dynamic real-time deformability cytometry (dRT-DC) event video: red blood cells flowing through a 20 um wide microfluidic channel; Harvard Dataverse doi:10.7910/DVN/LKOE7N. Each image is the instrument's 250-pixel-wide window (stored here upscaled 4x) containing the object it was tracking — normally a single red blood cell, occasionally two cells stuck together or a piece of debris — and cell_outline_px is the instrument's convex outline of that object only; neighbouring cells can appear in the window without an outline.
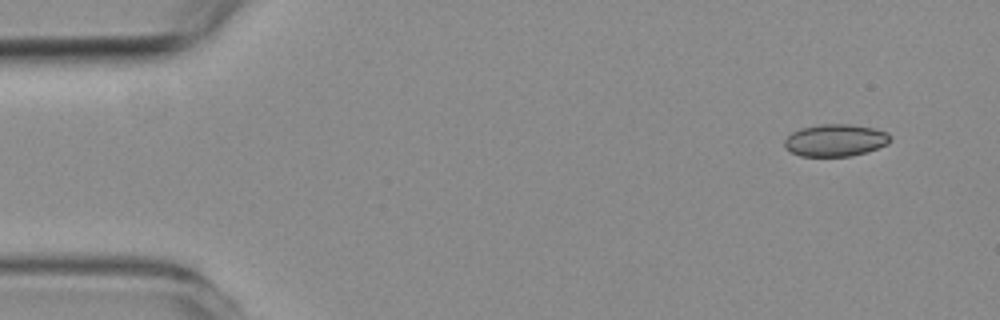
{"species": "common noctule bat (a hibernating species)", "species_latin": "Nyctalus noctula", "temperature_condition": "room temperature", "stored_images_in_passage": 5, "camera_frame_rate_fps": 3000, "um_per_image_px": 0.085, "animal": {"sex": "female", "body_mass_g": 19.3, "forearm_length_mm": 54.1}, "frame": {"image": 1, "passage_image": 1, "time_ms": 0.0, "image_size_px": [1000, 320], "cell_outline_px": [[892, 140], [888, 144], [868, 152], [852, 156], [800, 156], [784, 148], [784, 140], [792, 132], [800, 128], [820, 124], [852, 124], [872, 128], [888, 132], [892, 136]], "centroid_in_image_um": [71.03, 11.92], "position_along_channel_um": 14.0, "area_um2": 20.11}}